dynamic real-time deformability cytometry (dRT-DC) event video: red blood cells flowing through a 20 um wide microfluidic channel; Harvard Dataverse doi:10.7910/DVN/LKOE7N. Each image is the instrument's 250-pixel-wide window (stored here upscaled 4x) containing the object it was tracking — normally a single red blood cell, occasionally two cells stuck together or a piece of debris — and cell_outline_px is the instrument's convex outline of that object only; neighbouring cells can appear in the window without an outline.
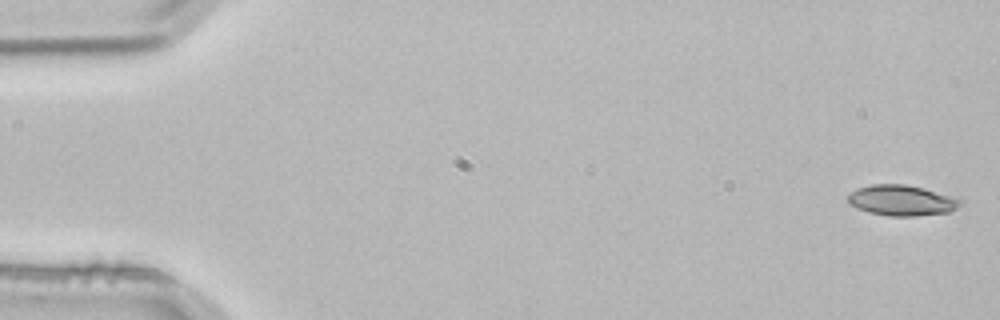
{"species": "common noctule bat (a hibernating species)", "species_latin": "Nyctalus noctula", "temperature_condition": "room temperature", "stored_images_in_passage": 2, "segment_of_instrument_passage": [2, 2], "camera_frame_rate_fps": 3000, "um_per_image_px": 0.085, "animal": {"sex": "male", "body_mass_g": 21.5, "forearm_length_mm": 52.0}, "frame": {"image": 1, "passage_image": 2, "time_ms": 0.333, "image_size_px": [1000, 320], "cell_outline_px": [[964, 204], [948, 212], [916, 216], [888, 216], [868, 212], [856, 208], [848, 204], [844, 196], [856, 188], [872, 184], [904, 184], [956, 196], [964, 200]], "centroid_in_image_um": [76.62, 17.03], "position_along_channel_um": 8.4, "area_um2": 20.52}}